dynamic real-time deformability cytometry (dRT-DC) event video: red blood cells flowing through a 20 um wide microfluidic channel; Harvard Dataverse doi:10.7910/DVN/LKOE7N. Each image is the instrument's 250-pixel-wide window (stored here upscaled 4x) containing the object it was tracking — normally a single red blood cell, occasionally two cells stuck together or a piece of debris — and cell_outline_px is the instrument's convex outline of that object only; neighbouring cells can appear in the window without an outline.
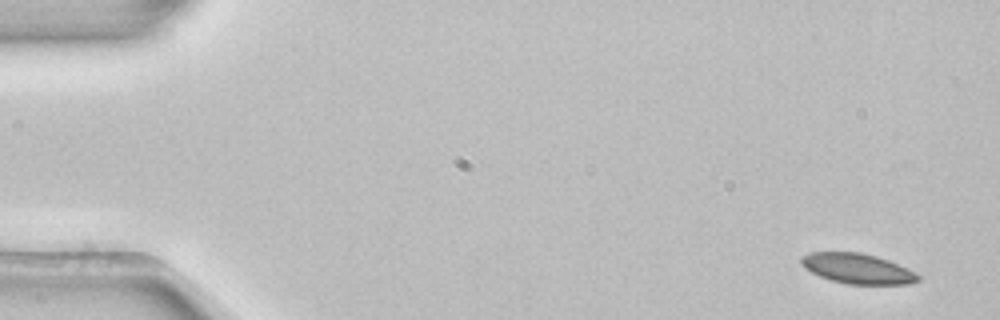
{"species": "common noctule bat (a hibernating species)", "species_latin": "Nyctalus noctula", "temperature_condition": "room temperature", "stored_images_in_passage": 5, "camera_frame_rate_fps": 3000, "um_per_image_px": 0.085, "animal": {"sex": "female", "body_mass_g": 22.7, "forearm_length_mm": 54.2}, "frame": {"image": 1, "passage_image": 1, "time_ms": 0.0, "image_size_px": [1000, 320], "cell_outline_px": [[920, 280], [908, 284], [848, 284], [832, 280], [820, 276], [804, 268], [800, 264], [800, 256], [808, 252], [860, 252], [876, 256], [888, 260], [916, 272], [920, 276]], "centroid_in_image_um": [72.86, 22.82], "position_along_channel_um": 12.1, "area_um2": 20.58}}
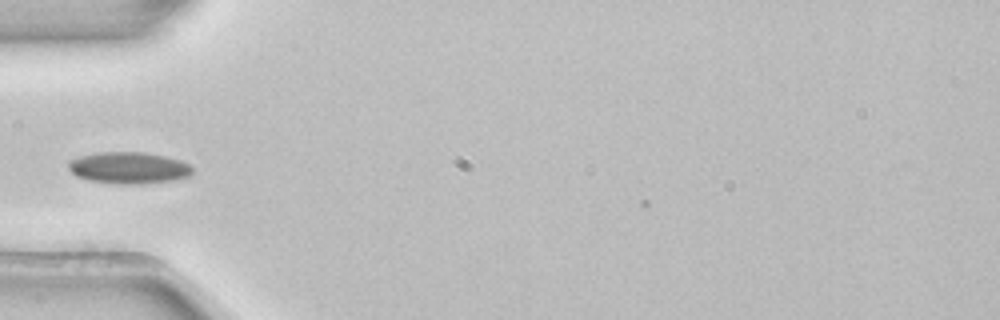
{"frame": {"image": 2, "passage_image": 4, "time_ms": 1.0, "image_size_px": [1000, 320], "cell_outline_px": [[192, 176], [172, 180], [144, 184], [116, 184], [88, 180], [76, 176], [68, 168], [68, 160], [80, 156], [100, 152], [144, 152], [164, 156], [180, 160], [188, 164], [192, 168]], "centroid_in_image_um": [10.93, 14.27], "position_along_channel_um": 74.1, "area_um2": 23.0}}